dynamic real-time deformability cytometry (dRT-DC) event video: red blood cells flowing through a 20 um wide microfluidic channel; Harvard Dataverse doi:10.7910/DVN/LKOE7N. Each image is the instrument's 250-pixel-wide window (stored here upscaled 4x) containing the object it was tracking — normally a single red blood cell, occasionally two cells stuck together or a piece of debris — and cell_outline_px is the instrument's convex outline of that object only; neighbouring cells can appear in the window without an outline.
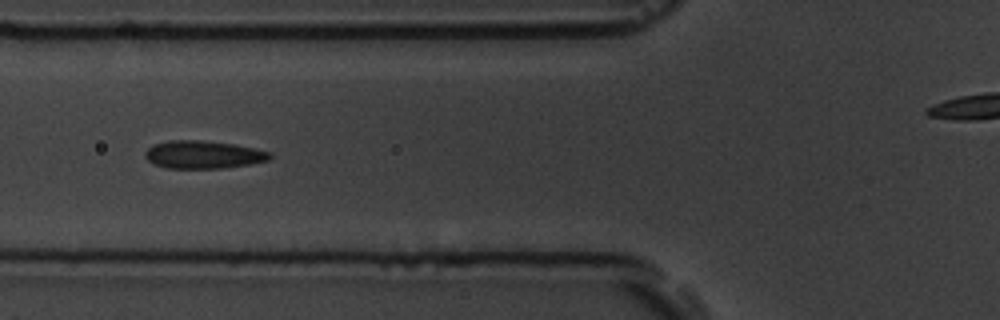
{"species": "common noctule bat (a hibernating species)", "species_latin": "Nyctalus noctula", "temperature_condition": "room temperature", "stored_images_in_passage": 6, "camera_frame_rate_fps": 3000, "um_per_image_px": 0.085, "animal": {"sex": "male", "body_mass_g": 19.5, "forearm_length_mm": 54.6}, "frame": {"image": 1, "passage_image": 3, "time_ms": 2.333, "image_size_px": [1000, 320], "cell_outline_px": [[272, 156], [268, 160], [248, 164], [220, 168], [168, 168], [152, 164], [144, 156], [144, 152], [152, 144], [168, 140], [200, 140], [236, 144], [272, 152]], "centroid_in_image_um": [17.24, 13.13], "position_along_channel_um": 108.6, "area_um2": 20.35}}
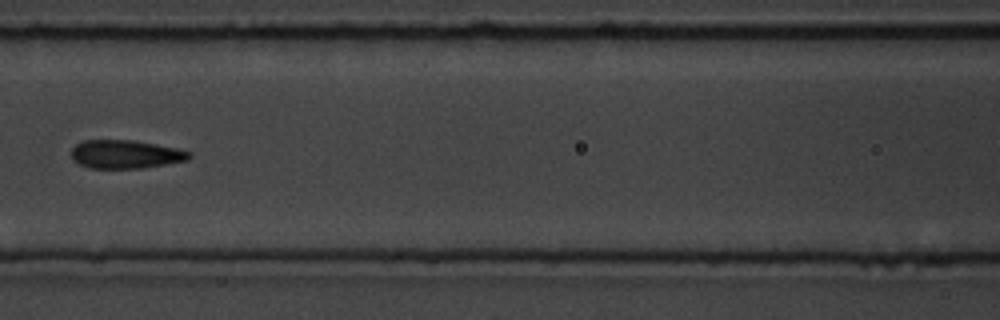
{"frame": {"image": 2, "passage_image": 4, "time_ms": 3.667, "image_size_px": [1000, 320], "cell_outline_px": [[192, 156], [188, 160], [140, 168], [88, 168], [72, 160], [72, 148], [76, 144], [84, 140], [132, 140], [156, 144], [176, 148], [192, 152]], "centroid_in_image_um": [10.66, 13.11], "position_along_channel_um": 155.9, "area_um2": 19.48}}
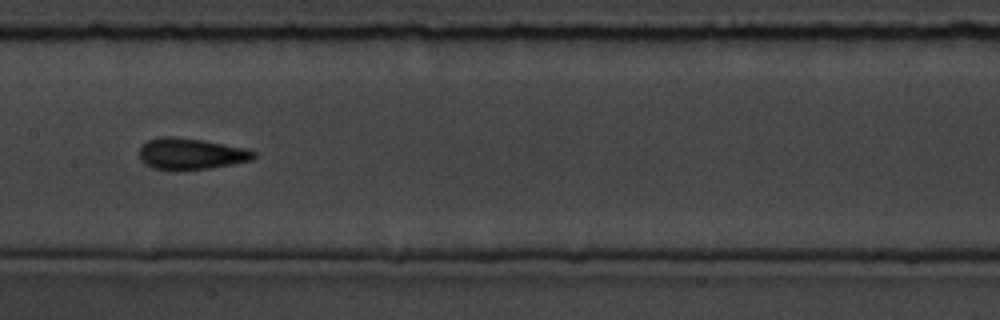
{"frame": {"image": 3, "passage_image": 5, "time_ms": 4.667, "image_size_px": [1000, 320], "cell_outline_px": [[256, 156], [252, 160], [212, 168], [180, 172], [172, 172], [152, 168], [144, 164], [140, 160], [140, 148], [148, 140], [160, 136], [172, 136], [200, 140], [248, 148], [256, 152]], "centroid_in_image_um": [16.21, 13.11], "position_along_channel_um": 191.2, "area_um2": 21.44}}